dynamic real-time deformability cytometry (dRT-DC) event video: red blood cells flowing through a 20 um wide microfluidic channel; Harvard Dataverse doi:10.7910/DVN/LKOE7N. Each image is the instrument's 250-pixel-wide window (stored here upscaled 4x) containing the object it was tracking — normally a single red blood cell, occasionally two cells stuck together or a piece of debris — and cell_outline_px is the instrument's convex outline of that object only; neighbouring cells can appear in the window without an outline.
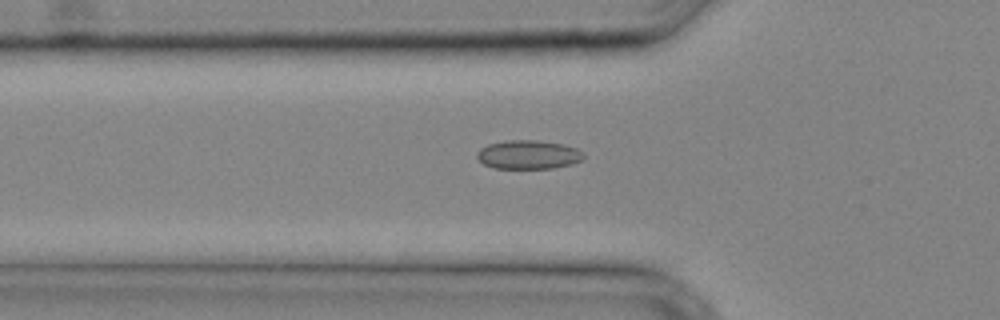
{"species": "common noctule bat (a hibernating species)", "species_latin": "Nyctalus noctula", "temperature_condition": "cold", "stored_images_in_passage": 34, "camera_frame_rate_fps": 3000, "um_per_image_px": 0.085, "animal": {"sex": "male", "body_mass_g": 20.4}, "frame": {"image": 1, "passage_image": 12, "time_ms": 3.667, "image_size_px": [1000, 320], "cell_outline_px": [[584, 156], [580, 160], [572, 164], [552, 168], [496, 168], [484, 164], [476, 156], [476, 152], [480, 148], [488, 144], [504, 140], [540, 140], [564, 144], [576, 148], [584, 152]], "centroid_in_image_um": [44.91, 13.13], "position_along_channel_um": 80.9, "area_um2": 17.98}}
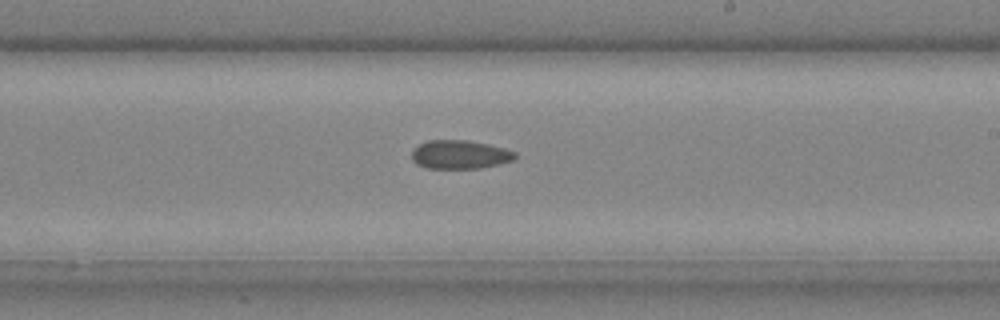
{"frame": {"image": 2, "passage_image": 21, "time_ms": 6.667, "image_size_px": [1000, 320], "cell_outline_px": [[516, 156], [512, 160], [500, 164], [480, 168], [424, 168], [416, 164], [412, 160], [412, 148], [428, 140], [468, 140], [488, 144], [504, 148], [516, 152]], "centroid_in_image_um": [39.06, 13.13], "position_along_channel_um": 249.9, "area_um2": 17.34}}
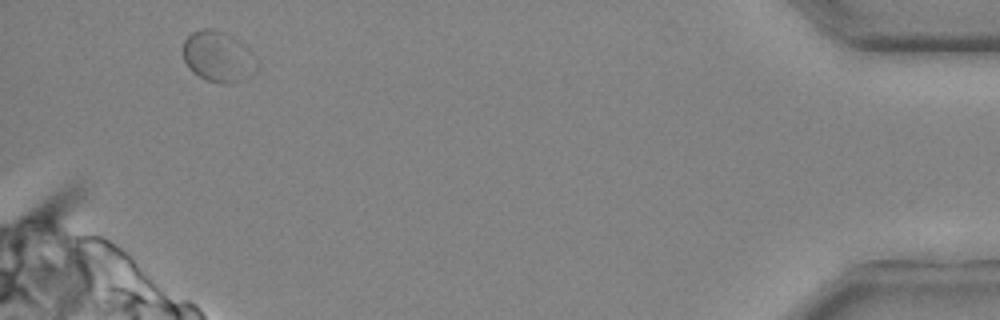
{"frame": {"image": 3, "passage_image": 33, "time_ms": 10.667, "image_size_px": [1000, 320], "cell_outline_px": [[256, 72], [252, 76], [244, 80], [224, 84], [208, 80], [192, 72], [188, 68], [184, 60], [180, 48], [184, 40], [192, 32], [200, 28], [212, 28], [224, 32], [232, 36], [248, 48], [252, 52], [256, 60]], "centroid_in_image_um": [18.52, 4.8], "position_along_channel_um": 416.7, "area_um2": 22.2}}